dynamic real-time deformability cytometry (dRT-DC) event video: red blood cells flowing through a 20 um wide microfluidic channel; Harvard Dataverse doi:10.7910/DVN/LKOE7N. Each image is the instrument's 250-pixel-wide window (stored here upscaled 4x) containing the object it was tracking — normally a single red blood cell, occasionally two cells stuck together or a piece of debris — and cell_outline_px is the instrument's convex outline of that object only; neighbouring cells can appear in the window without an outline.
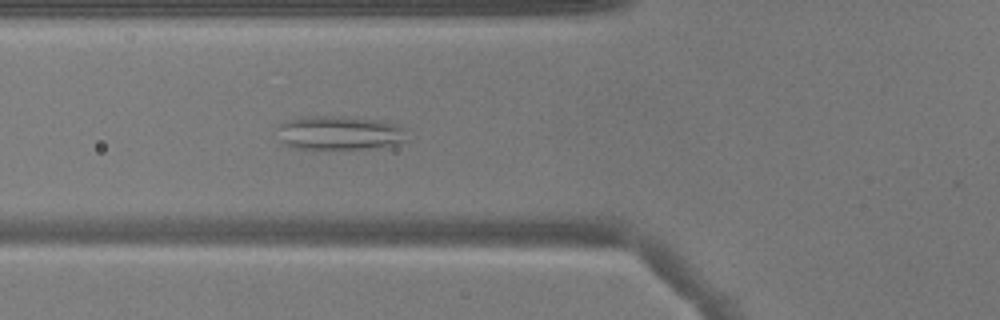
{"species": "common noctule bat (a hibernating species)", "species_latin": "Nyctalus noctula", "temperature_condition": "warm", "stored_images_in_passage": 38, "camera_frame_rate_fps": 3000, "um_per_image_px": 0.085, "animal": {"sex": "male", "body_mass_g": 17.9}, "frame": {"image": 1, "passage_image": 6, "time_ms": 1.667, "image_size_px": [1000, 320], "cell_outline_px": [[408, 140], [392, 144], [368, 148], [292, 148], [284, 144], [280, 140], [276, 128], [280, 124], [288, 120], [300, 116], [348, 116], [384, 120], [396, 124], [404, 128]], "centroid_in_image_um": [28.83, 11.26], "position_along_channel_um": 97.0, "area_um2": 25.84}}
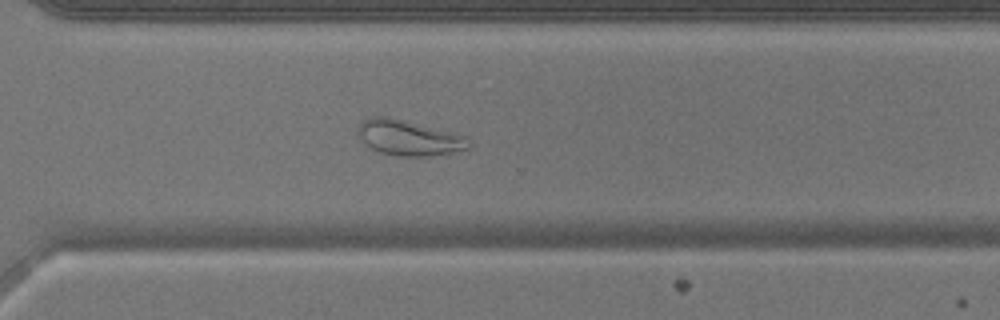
{"frame": {"image": 2, "passage_image": 24, "time_ms": 7.667, "image_size_px": [1000, 320], "cell_outline_px": [[472, 148], [452, 152], [424, 156], [396, 156], [380, 152], [368, 148], [356, 136], [356, 128], [368, 116], [388, 116], [468, 136], [472, 140]], "centroid_in_image_um": [34.72, 11.71], "position_along_channel_um": 335.9, "area_um2": 23.35}}
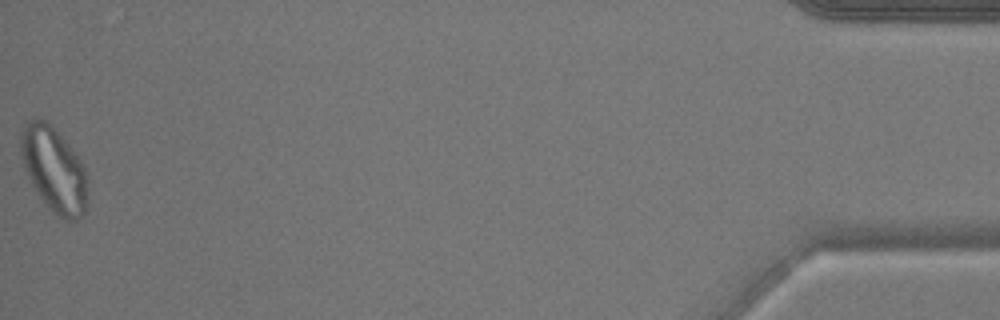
{"frame": {"image": 3, "passage_image": 38, "time_ms": 12.333, "image_size_px": [1000, 320], "cell_outline_px": [[88, 196], [84, 212], [76, 220], [64, 220], [48, 208], [32, 184], [24, 168], [20, 152], [20, 132], [28, 120], [36, 116], [48, 120], [68, 144], [80, 160], [84, 168], [88, 180]], "centroid_in_image_um": [4.58, 14.37], "position_along_channel_um": 430.6, "area_um2": 33.29}}